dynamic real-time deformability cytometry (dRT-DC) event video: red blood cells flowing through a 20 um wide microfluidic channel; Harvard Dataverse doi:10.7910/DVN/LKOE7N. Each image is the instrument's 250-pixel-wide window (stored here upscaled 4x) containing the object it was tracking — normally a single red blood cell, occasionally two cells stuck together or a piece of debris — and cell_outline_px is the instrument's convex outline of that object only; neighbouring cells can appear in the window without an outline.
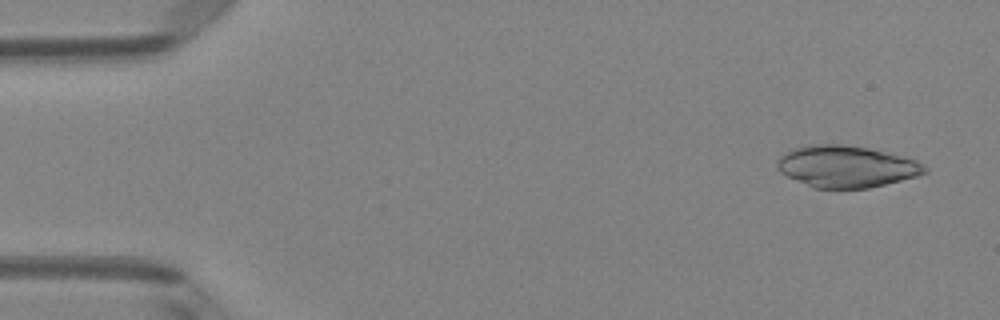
{"species": "Egyptian fruit bat (a non-hibernating species)", "species_latin": "Rousettus aegyptiacus", "temperature_condition": "room temperature", "stored_images_in_passage": 5, "camera_frame_rate_fps": 3000, "um_per_image_px": 0.085, "animal": {"sex": "female"}, "frame": {"image": 1, "passage_image": 1, "time_ms": 0.0, "image_size_px": [1000, 320], "cell_outline_px": [[928, 172], [916, 176], [868, 188], [816, 188], [788, 176], [780, 172], [776, 168], [776, 160], [784, 152], [792, 148], [808, 144], [844, 144], [868, 148], [888, 152], [916, 160], [924, 164], [928, 168]], "centroid_in_image_um": [71.92, 14.13], "position_along_channel_um": 13.1, "area_um2": 35.89}}